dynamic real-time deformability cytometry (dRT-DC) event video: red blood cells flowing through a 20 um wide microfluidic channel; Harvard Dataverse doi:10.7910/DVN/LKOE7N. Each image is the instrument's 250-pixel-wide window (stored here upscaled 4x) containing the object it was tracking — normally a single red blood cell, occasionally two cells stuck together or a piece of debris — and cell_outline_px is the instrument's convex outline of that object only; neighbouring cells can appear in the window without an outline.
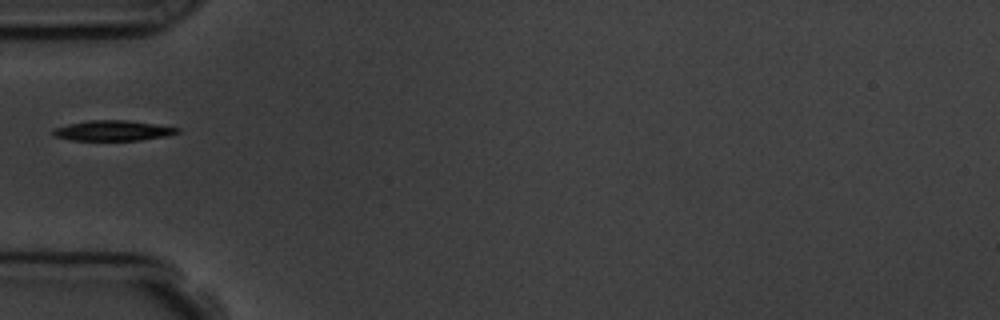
{"species": "common noctule bat (a hibernating species)", "species_latin": "Nyctalus noctula", "temperature_condition": "room temperature", "stored_images_in_passage": 2, "camera_frame_rate_fps": 3000, "um_per_image_px": 0.085, "animal": {"sex": "male", "body_mass_g": 19.5, "forearm_length_mm": 54.6}, "frame": {"image": 1, "passage_image": 1, "time_ms": 0.0, "image_size_px": [1000, 320], "cell_outline_px": [[180, 132], [168, 136], [140, 140], [72, 140], [52, 136], [52, 128], [68, 124], [88, 120], [128, 120], [156, 124], [180, 128]], "centroid_in_image_um": [9.59, 11.1], "position_along_channel_um": 75.4, "area_um2": 14.85}}